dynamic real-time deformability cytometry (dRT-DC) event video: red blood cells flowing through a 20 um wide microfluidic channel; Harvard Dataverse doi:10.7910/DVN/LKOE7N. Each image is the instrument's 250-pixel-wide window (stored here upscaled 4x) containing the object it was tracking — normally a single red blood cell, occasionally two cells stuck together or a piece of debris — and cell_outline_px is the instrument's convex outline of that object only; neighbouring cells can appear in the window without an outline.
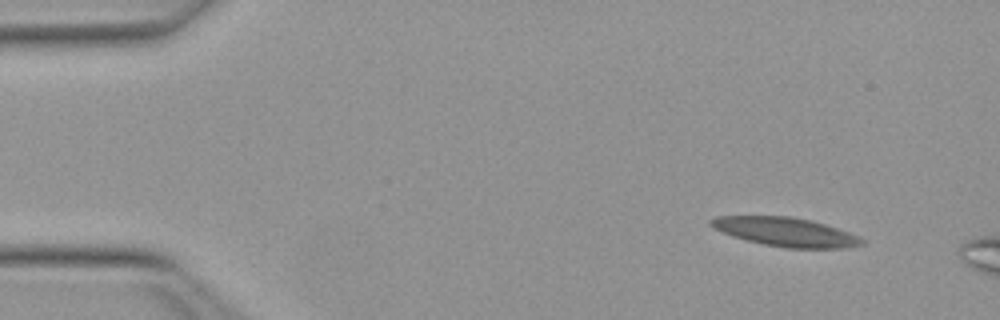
{"species": "Egyptian fruit bat (a non-hibernating species)", "species_latin": "Rousettus aegyptiacus", "temperature_condition": "warm", "stored_images_in_passage": 7, "camera_frame_rate_fps": 3000, "um_per_image_px": 0.085, "animal": {"sex": "female"}, "frame": {"image": 1, "passage_image": 1, "time_ms": 0.0, "image_size_px": [1000, 320], "cell_outline_px": [[864, 244], [840, 248], [788, 248], [764, 244], [732, 236], [708, 224], [708, 220], [716, 216], [788, 216], [808, 220], [824, 224], [848, 232], [864, 240]], "centroid_in_image_um": [66.74, 19.71], "position_along_channel_um": 18.3, "area_um2": 24.91}}